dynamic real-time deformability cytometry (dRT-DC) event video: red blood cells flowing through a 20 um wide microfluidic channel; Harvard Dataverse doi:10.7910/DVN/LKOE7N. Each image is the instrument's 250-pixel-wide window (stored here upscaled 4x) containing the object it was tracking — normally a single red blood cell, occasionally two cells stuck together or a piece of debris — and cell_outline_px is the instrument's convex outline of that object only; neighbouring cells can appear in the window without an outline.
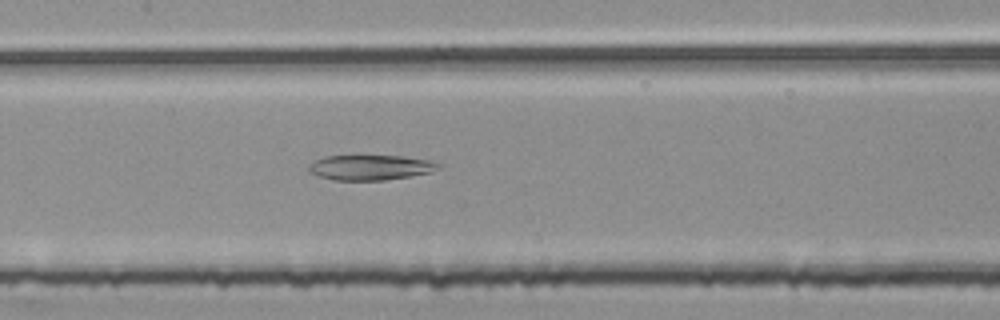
{"species": "common noctule bat (a hibernating species)", "species_latin": "Nyctalus noctula", "temperature_condition": "room temperature", "stored_images_in_passage": 37, "camera_frame_rate_fps": 3000, "um_per_image_px": 0.085, "animal": {"sex": "female", "body_mass_g": 25.1}, "frame": {"image": 1, "passage_image": 14, "time_ms": 4.333, "image_size_px": [1000, 320], "cell_outline_px": [[444, 164], [440, 168], [432, 172], [384, 180], [332, 180], [308, 172], [308, 164], [324, 156], [400, 156], [428, 160]], "centroid_in_image_um": [31.48, 14.23], "position_along_channel_um": 175.9, "area_um2": 18.96}}
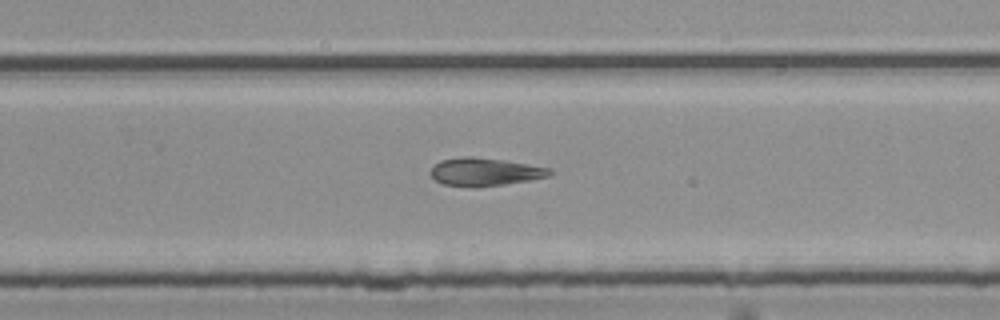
{"frame": {"image": 2, "passage_image": 23, "time_ms": 7.333, "image_size_px": [1000, 320], "cell_outline_px": [[552, 172], [548, 176], [532, 180], [476, 188], [444, 184], [436, 180], [428, 172], [440, 160], [460, 156], [472, 156], [504, 160], [552, 168]], "centroid_in_image_um": [41.21, 14.6], "position_along_channel_um": 288.6, "area_um2": 19.59}}
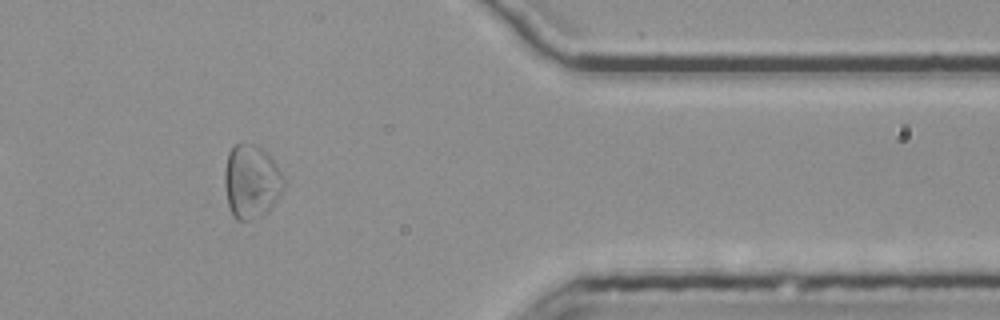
{"frame": {"image": 3, "passage_image": 33, "time_ms": 10.667, "image_size_px": [1000, 320], "cell_outline_px": [[284, 188], [280, 196], [264, 212], [248, 220], [236, 220], [232, 216], [228, 204], [224, 184], [224, 172], [228, 152], [236, 144], [252, 144], [264, 148], [268, 152], [276, 164], [284, 180]], "centroid_in_image_um": [21.35, 15.4], "position_along_channel_um": 390.1, "area_um2": 25.2}}